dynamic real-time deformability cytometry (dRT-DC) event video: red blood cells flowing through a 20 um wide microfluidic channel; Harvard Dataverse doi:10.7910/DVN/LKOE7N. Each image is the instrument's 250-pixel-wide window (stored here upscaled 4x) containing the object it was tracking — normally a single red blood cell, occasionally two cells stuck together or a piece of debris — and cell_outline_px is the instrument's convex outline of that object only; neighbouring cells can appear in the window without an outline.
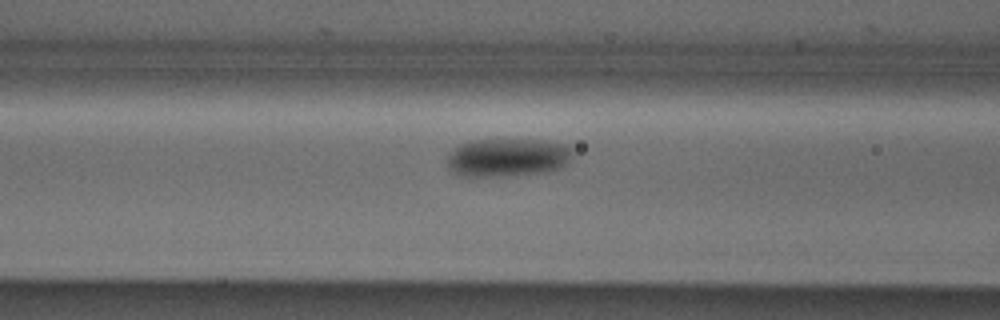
{"species": "Egyptian fruit bat (a non-hibernating species)", "species_latin": "Rousettus aegyptiacus", "temperature_condition": "cold", "stored_images_in_passage": 34, "camera_frame_rate_fps": 3000, "um_per_image_px": 0.085, "animal": {"sex": "male"}, "frame": {"image": 1, "passage_image": 6, "time_ms": 1.667, "image_size_px": [1000, 320], "cell_outline_px": [[572, 156], [560, 168], [548, 172], [516, 176], [460, 176], [448, 172], [448, 152], [452, 148], [460, 144], [472, 140], [540, 140], [568, 144], [572, 148]], "centroid_in_image_um": [43.11, 13.4], "position_along_channel_um": 123.5, "area_um2": 28.5}}
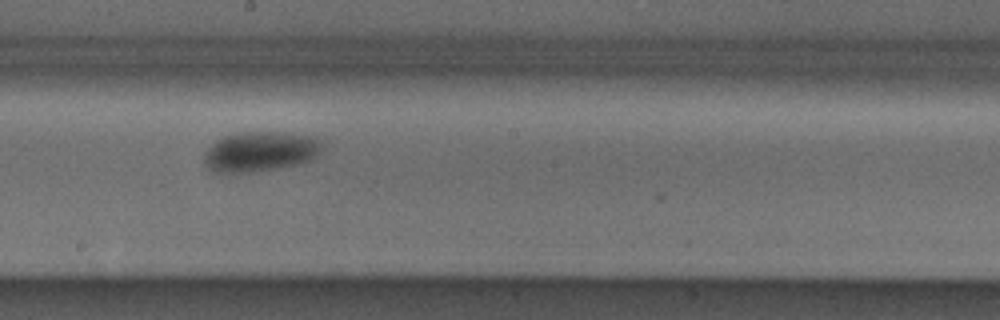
{"frame": {"image": 2, "passage_image": 14, "time_ms": 4.333, "image_size_px": [1000, 320], "cell_outline_px": [[324, 148], [320, 156], [312, 160], [296, 164], [276, 168], [252, 172], [212, 172], [204, 164], [204, 152], [216, 140], [224, 136], [240, 132], [284, 132], [312, 136], [320, 140]], "centroid_in_image_um": [22.15, 12.87], "position_along_channel_um": 226.1, "area_um2": 27.8}}
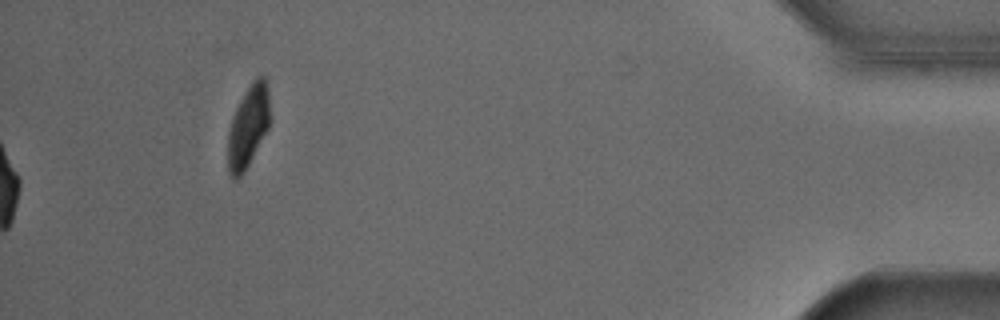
{"frame": {"image": 3, "passage_image": 34, "time_ms": 11.0, "image_size_px": [1000, 320], "cell_outline_px": [[272, 116], [268, 128], [244, 172], [236, 180], [232, 180], [228, 172], [228, 132], [232, 116], [240, 100], [252, 80], [256, 76], [264, 76], [268, 84]], "centroid_in_image_um": [21.12, 10.71], "position_along_channel_um": 414.1, "area_um2": 20.52}}